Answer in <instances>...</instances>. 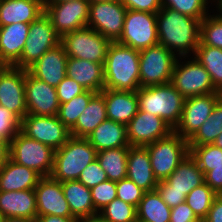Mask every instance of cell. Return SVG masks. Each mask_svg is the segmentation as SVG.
Returning <instances> with one entry per match:
<instances>
[{
  "instance_id": "cell-1",
  "label": "cell",
  "mask_w": 222,
  "mask_h": 222,
  "mask_svg": "<svg viewBox=\"0 0 222 222\" xmlns=\"http://www.w3.org/2000/svg\"><path fill=\"white\" fill-rule=\"evenodd\" d=\"M200 22L196 18L162 7L157 12L159 44L176 53L178 58H188L191 52L194 56L200 43Z\"/></svg>"
},
{
  "instance_id": "cell-26",
  "label": "cell",
  "mask_w": 222,
  "mask_h": 222,
  "mask_svg": "<svg viewBox=\"0 0 222 222\" xmlns=\"http://www.w3.org/2000/svg\"><path fill=\"white\" fill-rule=\"evenodd\" d=\"M44 13L42 0H0V27L30 24Z\"/></svg>"
},
{
  "instance_id": "cell-49",
  "label": "cell",
  "mask_w": 222,
  "mask_h": 222,
  "mask_svg": "<svg viewBox=\"0 0 222 222\" xmlns=\"http://www.w3.org/2000/svg\"><path fill=\"white\" fill-rule=\"evenodd\" d=\"M170 222H200L189 205L184 202L171 208Z\"/></svg>"
},
{
  "instance_id": "cell-42",
  "label": "cell",
  "mask_w": 222,
  "mask_h": 222,
  "mask_svg": "<svg viewBox=\"0 0 222 222\" xmlns=\"http://www.w3.org/2000/svg\"><path fill=\"white\" fill-rule=\"evenodd\" d=\"M93 205L97 213H99L107 204L112 202L116 195V182L106 180L97 186L90 188Z\"/></svg>"
},
{
  "instance_id": "cell-11",
  "label": "cell",
  "mask_w": 222,
  "mask_h": 222,
  "mask_svg": "<svg viewBox=\"0 0 222 222\" xmlns=\"http://www.w3.org/2000/svg\"><path fill=\"white\" fill-rule=\"evenodd\" d=\"M176 60L171 84L184 97H193L218 92L211 81L209 73L195 58L180 62ZM180 62V63H179Z\"/></svg>"
},
{
  "instance_id": "cell-59",
  "label": "cell",
  "mask_w": 222,
  "mask_h": 222,
  "mask_svg": "<svg viewBox=\"0 0 222 222\" xmlns=\"http://www.w3.org/2000/svg\"><path fill=\"white\" fill-rule=\"evenodd\" d=\"M8 67V65L0 62V74Z\"/></svg>"
},
{
  "instance_id": "cell-21",
  "label": "cell",
  "mask_w": 222,
  "mask_h": 222,
  "mask_svg": "<svg viewBox=\"0 0 222 222\" xmlns=\"http://www.w3.org/2000/svg\"><path fill=\"white\" fill-rule=\"evenodd\" d=\"M127 178L145 192L154 191L158 185L146 147L130 146L127 155Z\"/></svg>"
},
{
  "instance_id": "cell-4",
  "label": "cell",
  "mask_w": 222,
  "mask_h": 222,
  "mask_svg": "<svg viewBox=\"0 0 222 222\" xmlns=\"http://www.w3.org/2000/svg\"><path fill=\"white\" fill-rule=\"evenodd\" d=\"M97 159V150L86 138L71 136L54 152L50 176L60 182L77 180L88 164Z\"/></svg>"
},
{
  "instance_id": "cell-61",
  "label": "cell",
  "mask_w": 222,
  "mask_h": 222,
  "mask_svg": "<svg viewBox=\"0 0 222 222\" xmlns=\"http://www.w3.org/2000/svg\"><path fill=\"white\" fill-rule=\"evenodd\" d=\"M4 217L0 214V222H4Z\"/></svg>"
},
{
  "instance_id": "cell-53",
  "label": "cell",
  "mask_w": 222,
  "mask_h": 222,
  "mask_svg": "<svg viewBox=\"0 0 222 222\" xmlns=\"http://www.w3.org/2000/svg\"><path fill=\"white\" fill-rule=\"evenodd\" d=\"M10 143L0 138V169L7 163L10 158Z\"/></svg>"
},
{
  "instance_id": "cell-27",
  "label": "cell",
  "mask_w": 222,
  "mask_h": 222,
  "mask_svg": "<svg viewBox=\"0 0 222 222\" xmlns=\"http://www.w3.org/2000/svg\"><path fill=\"white\" fill-rule=\"evenodd\" d=\"M42 176L35 170L8 159L0 169V191L35 189Z\"/></svg>"
},
{
  "instance_id": "cell-6",
  "label": "cell",
  "mask_w": 222,
  "mask_h": 222,
  "mask_svg": "<svg viewBox=\"0 0 222 222\" xmlns=\"http://www.w3.org/2000/svg\"><path fill=\"white\" fill-rule=\"evenodd\" d=\"M178 56L159 43L139 51L140 88L171 82Z\"/></svg>"
},
{
  "instance_id": "cell-37",
  "label": "cell",
  "mask_w": 222,
  "mask_h": 222,
  "mask_svg": "<svg viewBox=\"0 0 222 222\" xmlns=\"http://www.w3.org/2000/svg\"><path fill=\"white\" fill-rule=\"evenodd\" d=\"M96 94L91 90H86L81 95L75 96L69 102L60 104L58 118L70 130L77 122L78 117L87 107L90 99Z\"/></svg>"
},
{
  "instance_id": "cell-52",
  "label": "cell",
  "mask_w": 222,
  "mask_h": 222,
  "mask_svg": "<svg viewBox=\"0 0 222 222\" xmlns=\"http://www.w3.org/2000/svg\"><path fill=\"white\" fill-rule=\"evenodd\" d=\"M36 222H80V220L75 217L44 215V216H37Z\"/></svg>"
},
{
  "instance_id": "cell-32",
  "label": "cell",
  "mask_w": 222,
  "mask_h": 222,
  "mask_svg": "<svg viewBox=\"0 0 222 222\" xmlns=\"http://www.w3.org/2000/svg\"><path fill=\"white\" fill-rule=\"evenodd\" d=\"M136 210L137 222H170L171 208L157 190L145 192Z\"/></svg>"
},
{
  "instance_id": "cell-41",
  "label": "cell",
  "mask_w": 222,
  "mask_h": 222,
  "mask_svg": "<svg viewBox=\"0 0 222 222\" xmlns=\"http://www.w3.org/2000/svg\"><path fill=\"white\" fill-rule=\"evenodd\" d=\"M208 1L210 0H161V5L202 21L210 14Z\"/></svg>"
},
{
  "instance_id": "cell-14",
  "label": "cell",
  "mask_w": 222,
  "mask_h": 222,
  "mask_svg": "<svg viewBox=\"0 0 222 222\" xmlns=\"http://www.w3.org/2000/svg\"><path fill=\"white\" fill-rule=\"evenodd\" d=\"M44 12L50 18L56 33L65 34L84 28L89 21V0H73L43 4Z\"/></svg>"
},
{
  "instance_id": "cell-20",
  "label": "cell",
  "mask_w": 222,
  "mask_h": 222,
  "mask_svg": "<svg viewBox=\"0 0 222 222\" xmlns=\"http://www.w3.org/2000/svg\"><path fill=\"white\" fill-rule=\"evenodd\" d=\"M68 56L64 46L60 43L48 50L27 71L48 85L57 87L66 77Z\"/></svg>"
},
{
  "instance_id": "cell-39",
  "label": "cell",
  "mask_w": 222,
  "mask_h": 222,
  "mask_svg": "<svg viewBox=\"0 0 222 222\" xmlns=\"http://www.w3.org/2000/svg\"><path fill=\"white\" fill-rule=\"evenodd\" d=\"M199 45L212 46L222 49V16L207 15L200 22V43Z\"/></svg>"
},
{
  "instance_id": "cell-17",
  "label": "cell",
  "mask_w": 222,
  "mask_h": 222,
  "mask_svg": "<svg viewBox=\"0 0 222 222\" xmlns=\"http://www.w3.org/2000/svg\"><path fill=\"white\" fill-rule=\"evenodd\" d=\"M25 100L27 114L36 116H57L59 101L56 87L48 85L42 80L32 76L26 70Z\"/></svg>"
},
{
  "instance_id": "cell-2",
  "label": "cell",
  "mask_w": 222,
  "mask_h": 222,
  "mask_svg": "<svg viewBox=\"0 0 222 222\" xmlns=\"http://www.w3.org/2000/svg\"><path fill=\"white\" fill-rule=\"evenodd\" d=\"M139 88V50L111 42L104 63V89L137 91Z\"/></svg>"
},
{
  "instance_id": "cell-10",
  "label": "cell",
  "mask_w": 222,
  "mask_h": 222,
  "mask_svg": "<svg viewBox=\"0 0 222 222\" xmlns=\"http://www.w3.org/2000/svg\"><path fill=\"white\" fill-rule=\"evenodd\" d=\"M117 42L139 51L158 44L157 13L127 9Z\"/></svg>"
},
{
  "instance_id": "cell-48",
  "label": "cell",
  "mask_w": 222,
  "mask_h": 222,
  "mask_svg": "<svg viewBox=\"0 0 222 222\" xmlns=\"http://www.w3.org/2000/svg\"><path fill=\"white\" fill-rule=\"evenodd\" d=\"M127 9L157 13L161 8V0H119Z\"/></svg>"
},
{
  "instance_id": "cell-9",
  "label": "cell",
  "mask_w": 222,
  "mask_h": 222,
  "mask_svg": "<svg viewBox=\"0 0 222 222\" xmlns=\"http://www.w3.org/2000/svg\"><path fill=\"white\" fill-rule=\"evenodd\" d=\"M111 41L90 27L65 34L61 38L68 58L104 64Z\"/></svg>"
},
{
  "instance_id": "cell-55",
  "label": "cell",
  "mask_w": 222,
  "mask_h": 222,
  "mask_svg": "<svg viewBox=\"0 0 222 222\" xmlns=\"http://www.w3.org/2000/svg\"><path fill=\"white\" fill-rule=\"evenodd\" d=\"M4 222H36V220H31L28 218H19V217H7L4 219Z\"/></svg>"
},
{
  "instance_id": "cell-16",
  "label": "cell",
  "mask_w": 222,
  "mask_h": 222,
  "mask_svg": "<svg viewBox=\"0 0 222 222\" xmlns=\"http://www.w3.org/2000/svg\"><path fill=\"white\" fill-rule=\"evenodd\" d=\"M130 146L145 147L168 136L174 129L161 117L140 111L126 125Z\"/></svg>"
},
{
  "instance_id": "cell-50",
  "label": "cell",
  "mask_w": 222,
  "mask_h": 222,
  "mask_svg": "<svg viewBox=\"0 0 222 222\" xmlns=\"http://www.w3.org/2000/svg\"><path fill=\"white\" fill-rule=\"evenodd\" d=\"M204 179L212 190L217 194H222V166L212 167V170L204 175Z\"/></svg>"
},
{
  "instance_id": "cell-33",
  "label": "cell",
  "mask_w": 222,
  "mask_h": 222,
  "mask_svg": "<svg viewBox=\"0 0 222 222\" xmlns=\"http://www.w3.org/2000/svg\"><path fill=\"white\" fill-rule=\"evenodd\" d=\"M130 146L105 149L97 152V160L108 180L118 182L127 177V155Z\"/></svg>"
},
{
  "instance_id": "cell-24",
  "label": "cell",
  "mask_w": 222,
  "mask_h": 222,
  "mask_svg": "<svg viewBox=\"0 0 222 222\" xmlns=\"http://www.w3.org/2000/svg\"><path fill=\"white\" fill-rule=\"evenodd\" d=\"M29 28L30 24L27 23L0 27V62L13 66L21 58Z\"/></svg>"
},
{
  "instance_id": "cell-56",
  "label": "cell",
  "mask_w": 222,
  "mask_h": 222,
  "mask_svg": "<svg viewBox=\"0 0 222 222\" xmlns=\"http://www.w3.org/2000/svg\"><path fill=\"white\" fill-rule=\"evenodd\" d=\"M213 145L222 149V133L214 140Z\"/></svg>"
},
{
  "instance_id": "cell-31",
  "label": "cell",
  "mask_w": 222,
  "mask_h": 222,
  "mask_svg": "<svg viewBox=\"0 0 222 222\" xmlns=\"http://www.w3.org/2000/svg\"><path fill=\"white\" fill-rule=\"evenodd\" d=\"M107 118L104 95L97 92L89 101L76 124L70 129V134L77 138H86L99 124Z\"/></svg>"
},
{
  "instance_id": "cell-15",
  "label": "cell",
  "mask_w": 222,
  "mask_h": 222,
  "mask_svg": "<svg viewBox=\"0 0 222 222\" xmlns=\"http://www.w3.org/2000/svg\"><path fill=\"white\" fill-rule=\"evenodd\" d=\"M221 92L185 98L182 117L174 131L189 140L212 114Z\"/></svg>"
},
{
  "instance_id": "cell-7",
  "label": "cell",
  "mask_w": 222,
  "mask_h": 222,
  "mask_svg": "<svg viewBox=\"0 0 222 222\" xmlns=\"http://www.w3.org/2000/svg\"><path fill=\"white\" fill-rule=\"evenodd\" d=\"M61 37L54 30L50 18L44 12L30 23L29 35L24 45L21 58L13 67L27 70L44 53L58 46Z\"/></svg>"
},
{
  "instance_id": "cell-5",
  "label": "cell",
  "mask_w": 222,
  "mask_h": 222,
  "mask_svg": "<svg viewBox=\"0 0 222 222\" xmlns=\"http://www.w3.org/2000/svg\"><path fill=\"white\" fill-rule=\"evenodd\" d=\"M145 147L150 155L153 174L158 181L166 180L190 153L188 140L175 131Z\"/></svg>"
},
{
  "instance_id": "cell-46",
  "label": "cell",
  "mask_w": 222,
  "mask_h": 222,
  "mask_svg": "<svg viewBox=\"0 0 222 222\" xmlns=\"http://www.w3.org/2000/svg\"><path fill=\"white\" fill-rule=\"evenodd\" d=\"M86 90L69 77H65L56 87L59 104L72 100L75 96L81 95Z\"/></svg>"
},
{
  "instance_id": "cell-54",
  "label": "cell",
  "mask_w": 222,
  "mask_h": 222,
  "mask_svg": "<svg viewBox=\"0 0 222 222\" xmlns=\"http://www.w3.org/2000/svg\"><path fill=\"white\" fill-rule=\"evenodd\" d=\"M80 222H109L108 220L104 219L99 213L96 215H92L90 217L81 219Z\"/></svg>"
},
{
  "instance_id": "cell-35",
  "label": "cell",
  "mask_w": 222,
  "mask_h": 222,
  "mask_svg": "<svg viewBox=\"0 0 222 222\" xmlns=\"http://www.w3.org/2000/svg\"><path fill=\"white\" fill-rule=\"evenodd\" d=\"M222 133V98L216 103L212 114L188 140V146L213 144Z\"/></svg>"
},
{
  "instance_id": "cell-44",
  "label": "cell",
  "mask_w": 222,
  "mask_h": 222,
  "mask_svg": "<svg viewBox=\"0 0 222 222\" xmlns=\"http://www.w3.org/2000/svg\"><path fill=\"white\" fill-rule=\"evenodd\" d=\"M144 193V190L127 177L116 182L117 198L135 207L140 203Z\"/></svg>"
},
{
  "instance_id": "cell-57",
  "label": "cell",
  "mask_w": 222,
  "mask_h": 222,
  "mask_svg": "<svg viewBox=\"0 0 222 222\" xmlns=\"http://www.w3.org/2000/svg\"><path fill=\"white\" fill-rule=\"evenodd\" d=\"M65 1H73V0H42L43 4H53Z\"/></svg>"
},
{
  "instance_id": "cell-12",
  "label": "cell",
  "mask_w": 222,
  "mask_h": 222,
  "mask_svg": "<svg viewBox=\"0 0 222 222\" xmlns=\"http://www.w3.org/2000/svg\"><path fill=\"white\" fill-rule=\"evenodd\" d=\"M20 131L53 150L61 148L71 137L70 130L59 120L58 116L26 114L21 120Z\"/></svg>"
},
{
  "instance_id": "cell-51",
  "label": "cell",
  "mask_w": 222,
  "mask_h": 222,
  "mask_svg": "<svg viewBox=\"0 0 222 222\" xmlns=\"http://www.w3.org/2000/svg\"><path fill=\"white\" fill-rule=\"evenodd\" d=\"M204 222H222V194H218L214 199Z\"/></svg>"
},
{
  "instance_id": "cell-3",
  "label": "cell",
  "mask_w": 222,
  "mask_h": 222,
  "mask_svg": "<svg viewBox=\"0 0 222 222\" xmlns=\"http://www.w3.org/2000/svg\"><path fill=\"white\" fill-rule=\"evenodd\" d=\"M139 110L161 117L173 129L179 124L185 98L171 83L137 90Z\"/></svg>"
},
{
  "instance_id": "cell-23",
  "label": "cell",
  "mask_w": 222,
  "mask_h": 222,
  "mask_svg": "<svg viewBox=\"0 0 222 222\" xmlns=\"http://www.w3.org/2000/svg\"><path fill=\"white\" fill-rule=\"evenodd\" d=\"M0 214L4 217L37 219L36 195L34 189L0 191Z\"/></svg>"
},
{
  "instance_id": "cell-13",
  "label": "cell",
  "mask_w": 222,
  "mask_h": 222,
  "mask_svg": "<svg viewBox=\"0 0 222 222\" xmlns=\"http://www.w3.org/2000/svg\"><path fill=\"white\" fill-rule=\"evenodd\" d=\"M126 11L127 8L119 0L90 3L87 27L111 42H117L121 37Z\"/></svg>"
},
{
  "instance_id": "cell-29",
  "label": "cell",
  "mask_w": 222,
  "mask_h": 222,
  "mask_svg": "<svg viewBox=\"0 0 222 222\" xmlns=\"http://www.w3.org/2000/svg\"><path fill=\"white\" fill-rule=\"evenodd\" d=\"M165 181L170 185V190L183 192L187 196L203 184L205 179L197 161L189 153Z\"/></svg>"
},
{
  "instance_id": "cell-18",
  "label": "cell",
  "mask_w": 222,
  "mask_h": 222,
  "mask_svg": "<svg viewBox=\"0 0 222 222\" xmlns=\"http://www.w3.org/2000/svg\"><path fill=\"white\" fill-rule=\"evenodd\" d=\"M26 70L8 66L0 74V105L15 113L21 120L27 114L25 100Z\"/></svg>"
},
{
  "instance_id": "cell-30",
  "label": "cell",
  "mask_w": 222,
  "mask_h": 222,
  "mask_svg": "<svg viewBox=\"0 0 222 222\" xmlns=\"http://www.w3.org/2000/svg\"><path fill=\"white\" fill-rule=\"evenodd\" d=\"M62 189L72 215L81 220L98 214L93 205L90 188L78 180L64 181Z\"/></svg>"
},
{
  "instance_id": "cell-47",
  "label": "cell",
  "mask_w": 222,
  "mask_h": 222,
  "mask_svg": "<svg viewBox=\"0 0 222 222\" xmlns=\"http://www.w3.org/2000/svg\"><path fill=\"white\" fill-rule=\"evenodd\" d=\"M156 190L170 208L186 202V195L177 190H170V185L165 180L158 181Z\"/></svg>"
},
{
  "instance_id": "cell-22",
  "label": "cell",
  "mask_w": 222,
  "mask_h": 222,
  "mask_svg": "<svg viewBox=\"0 0 222 222\" xmlns=\"http://www.w3.org/2000/svg\"><path fill=\"white\" fill-rule=\"evenodd\" d=\"M107 118L127 125L139 110L137 91L103 89Z\"/></svg>"
},
{
  "instance_id": "cell-34",
  "label": "cell",
  "mask_w": 222,
  "mask_h": 222,
  "mask_svg": "<svg viewBox=\"0 0 222 222\" xmlns=\"http://www.w3.org/2000/svg\"><path fill=\"white\" fill-rule=\"evenodd\" d=\"M194 58L209 73L214 88L222 93V49L212 46L199 45Z\"/></svg>"
},
{
  "instance_id": "cell-58",
  "label": "cell",
  "mask_w": 222,
  "mask_h": 222,
  "mask_svg": "<svg viewBox=\"0 0 222 222\" xmlns=\"http://www.w3.org/2000/svg\"><path fill=\"white\" fill-rule=\"evenodd\" d=\"M216 1L213 0V2L217 3L216 7L218 9L216 11H217V13L219 12V15L222 16V0H216Z\"/></svg>"
},
{
  "instance_id": "cell-36",
  "label": "cell",
  "mask_w": 222,
  "mask_h": 222,
  "mask_svg": "<svg viewBox=\"0 0 222 222\" xmlns=\"http://www.w3.org/2000/svg\"><path fill=\"white\" fill-rule=\"evenodd\" d=\"M218 194L205 182L194 188L186 196V203L200 221H203Z\"/></svg>"
},
{
  "instance_id": "cell-19",
  "label": "cell",
  "mask_w": 222,
  "mask_h": 222,
  "mask_svg": "<svg viewBox=\"0 0 222 222\" xmlns=\"http://www.w3.org/2000/svg\"><path fill=\"white\" fill-rule=\"evenodd\" d=\"M37 216L57 215L74 217L64 197L62 183L51 176H43L34 189Z\"/></svg>"
},
{
  "instance_id": "cell-28",
  "label": "cell",
  "mask_w": 222,
  "mask_h": 222,
  "mask_svg": "<svg viewBox=\"0 0 222 222\" xmlns=\"http://www.w3.org/2000/svg\"><path fill=\"white\" fill-rule=\"evenodd\" d=\"M86 139L98 151L130 146L126 125L106 119L99 124Z\"/></svg>"
},
{
  "instance_id": "cell-25",
  "label": "cell",
  "mask_w": 222,
  "mask_h": 222,
  "mask_svg": "<svg viewBox=\"0 0 222 222\" xmlns=\"http://www.w3.org/2000/svg\"><path fill=\"white\" fill-rule=\"evenodd\" d=\"M66 76L80 84L85 90L97 93L104 89V64L68 58Z\"/></svg>"
},
{
  "instance_id": "cell-43",
  "label": "cell",
  "mask_w": 222,
  "mask_h": 222,
  "mask_svg": "<svg viewBox=\"0 0 222 222\" xmlns=\"http://www.w3.org/2000/svg\"><path fill=\"white\" fill-rule=\"evenodd\" d=\"M21 119L12 111L0 105V138L9 143L20 131Z\"/></svg>"
},
{
  "instance_id": "cell-40",
  "label": "cell",
  "mask_w": 222,
  "mask_h": 222,
  "mask_svg": "<svg viewBox=\"0 0 222 222\" xmlns=\"http://www.w3.org/2000/svg\"><path fill=\"white\" fill-rule=\"evenodd\" d=\"M99 214L109 222H137L136 207L115 198Z\"/></svg>"
},
{
  "instance_id": "cell-8",
  "label": "cell",
  "mask_w": 222,
  "mask_h": 222,
  "mask_svg": "<svg viewBox=\"0 0 222 222\" xmlns=\"http://www.w3.org/2000/svg\"><path fill=\"white\" fill-rule=\"evenodd\" d=\"M10 159L31 168L43 176H50L54 152L51 147L31 139L19 131L10 142Z\"/></svg>"
},
{
  "instance_id": "cell-60",
  "label": "cell",
  "mask_w": 222,
  "mask_h": 222,
  "mask_svg": "<svg viewBox=\"0 0 222 222\" xmlns=\"http://www.w3.org/2000/svg\"><path fill=\"white\" fill-rule=\"evenodd\" d=\"M105 1H113V0H89L90 3H94V2H105Z\"/></svg>"
},
{
  "instance_id": "cell-38",
  "label": "cell",
  "mask_w": 222,
  "mask_h": 222,
  "mask_svg": "<svg viewBox=\"0 0 222 222\" xmlns=\"http://www.w3.org/2000/svg\"><path fill=\"white\" fill-rule=\"evenodd\" d=\"M191 156L205 175L212 167L222 166V149L213 144L188 146Z\"/></svg>"
},
{
  "instance_id": "cell-45",
  "label": "cell",
  "mask_w": 222,
  "mask_h": 222,
  "mask_svg": "<svg viewBox=\"0 0 222 222\" xmlns=\"http://www.w3.org/2000/svg\"><path fill=\"white\" fill-rule=\"evenodd\" d=\"M77 180L84 184L86 187L92 188L97 186L99 183L108 180V178L99 161L95 159L86 166Z\"/></svg>"
}]
</instances>
